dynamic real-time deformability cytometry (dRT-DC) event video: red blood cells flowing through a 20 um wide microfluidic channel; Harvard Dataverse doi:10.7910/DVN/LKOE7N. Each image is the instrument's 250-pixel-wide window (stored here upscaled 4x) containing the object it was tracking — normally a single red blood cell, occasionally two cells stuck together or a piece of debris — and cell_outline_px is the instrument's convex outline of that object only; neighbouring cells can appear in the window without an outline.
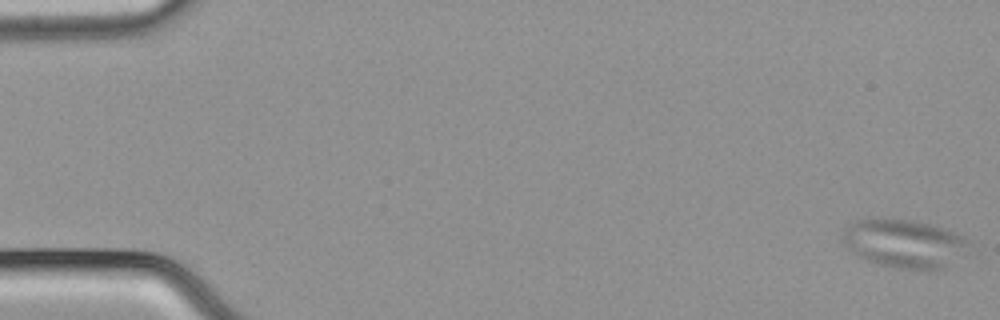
{"species": "common noctule bat (a hibernating species)", "species_latin": "Nyctalus noctula", "temperature_condition": "cold", "stored_images_in_passage": 56, "camera_frame_rate_fps": 3000, "um_per_image_px": 0.085, "animal": {"sex": "male", "body_mass_g": 21.5, "forearm_length_mm": 52.0}, "frame": {"image": 1, "passage_image": 1, "time_ms": 0.0, "image_size_px": [1000, 320], "cell_outline_px": [[972, 252], [968, 256], [936, 272], [928, 272], [900, 268], [880, 264], [856, 256], [848, 248], [844, 240], [844, 228], [848, 224], [856, 220], [872, 216], [876, 216], [916, 220], [936, 224], [964, 236], [968, 240]], "centroid_in_image_um": [76.98, 20.69], "position_along_channel_um": 8.0, "area_um2": 37.45}}
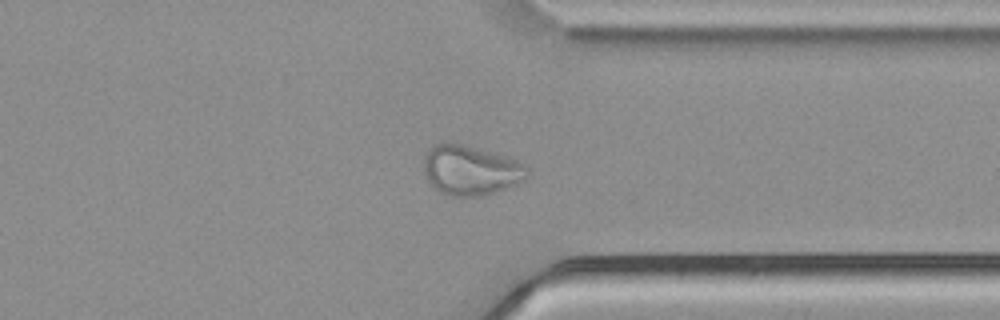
{"frame": {"image": 2, "passage_image": 44, "time_ms": 14.333, "image_size_px": [1000, 320], "cell_outline_px": [[528, 176], [524, 180], [516, 184], [496, 192], [484, 196], [448, 196], [432, 188], [424, 172], [424, 160], [432, 144], [440, 140], [444, 140], [508, 156], [516, 160], [528, 168]], "centroid_in_image_um": [39.98, 14.46], "position_along_channel_um": 371.4, "area_um2": 30.4}}
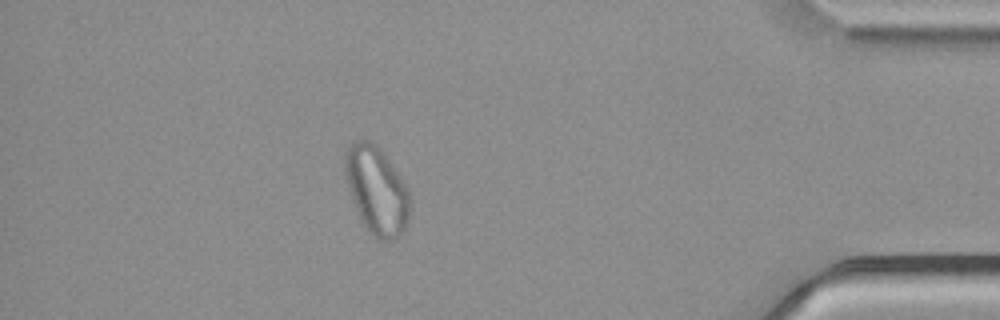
{"frame": {"image": 3, "passage_image": 50, "time_ms": 16.333, "image_size_px": [1000, 320], "cell_outline_px": [[408, 224], [392, 240], [380, 240], [364, 224], [356, 208], [344, 176], [344, 152], [352, 140], [368, 140], [376, 144], [384, 152], [408, 188]], "centroid_in_image_um": [31.98, 16.09], "position_along_channel_um": 403.2, "area_um2": 32.71}}